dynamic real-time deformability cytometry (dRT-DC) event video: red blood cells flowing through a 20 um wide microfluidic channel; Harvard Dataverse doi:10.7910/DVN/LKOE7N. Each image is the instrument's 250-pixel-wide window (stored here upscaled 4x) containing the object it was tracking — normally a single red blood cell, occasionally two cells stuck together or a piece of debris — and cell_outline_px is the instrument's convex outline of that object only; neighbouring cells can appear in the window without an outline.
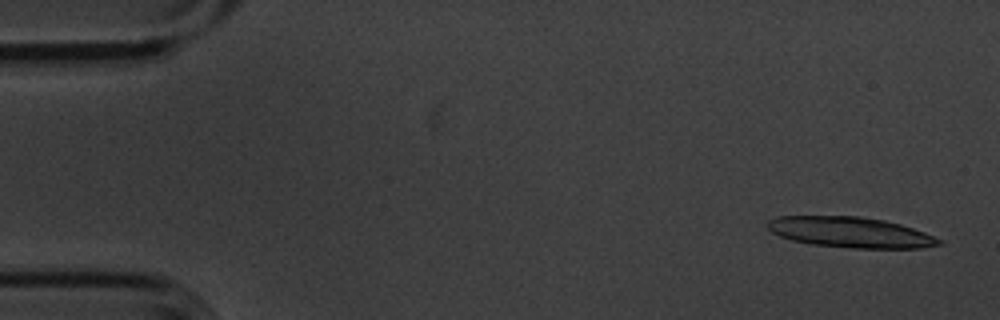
{"species": "common noctule bat (a hibernating species)", "species_latin": "Nyctalus noctula", "temperature_condition": "cold", "stored_images_in_passage": 4, "camera_frame_rate_fps": 3000, "um_per_image_px": 0.085, "animal": {"sex": "male", "body_mass_g": 20.1, "forearm_length_mm": 53.5}, "frame": {"image": 1, "passage_image": 1, "time_ms": 0.0, "image_size_px": [1000, 320], "cell_outline_px": [[944, 244], [920, 248], [852, 248], [812, 244], [792, 240], [780, 236], [772, 232], [764, 224], [768, 220], [776, 216], [860, 216], [884, 220], [900, 224], [924, 232], [944, 240]], "centroid_in_image_um": [72.29, 19.74], "position_along_channel_um": 12.7, "area_um2": 30.69}}